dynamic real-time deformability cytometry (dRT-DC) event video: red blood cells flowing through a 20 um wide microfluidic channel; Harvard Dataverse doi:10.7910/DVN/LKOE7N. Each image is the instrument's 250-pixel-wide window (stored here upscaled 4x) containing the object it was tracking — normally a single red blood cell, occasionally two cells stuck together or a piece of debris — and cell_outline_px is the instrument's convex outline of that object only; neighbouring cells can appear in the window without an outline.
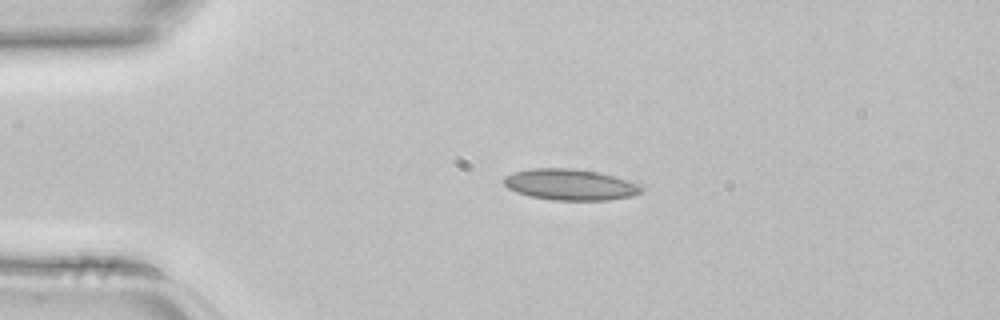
{"species": "common noctule bat (a hibernating species)", "species_latin": "Nyctalus noctula", "temperature_condition": "room temperature", "stored_images_in_passage": 3, "camera_frame_rate_fps": 3000, "um_per_image_px": 0.085, "animal": {"sex": "female", "body_mass_g": 22.7, "forearm_length_mm": 54.2}, "frame": {"image": 1, "passage_image": 1, "time_ms": 0.0, "image_size_px": [1000, 320], "cell_outline_px": [[644, 192], [632, 196], [608, 200], [552, 200], [528, 196], [516, 192], [508, 188], [504, 184], [504, 176], [512, 172], [532, 168], [572, 168], [600, 172], [640, 184], [644, 188]], "centroid_in_image_um": [48.47, 15.69], "position_along_channel_um": 36.5, "area_um2": 25.2}}